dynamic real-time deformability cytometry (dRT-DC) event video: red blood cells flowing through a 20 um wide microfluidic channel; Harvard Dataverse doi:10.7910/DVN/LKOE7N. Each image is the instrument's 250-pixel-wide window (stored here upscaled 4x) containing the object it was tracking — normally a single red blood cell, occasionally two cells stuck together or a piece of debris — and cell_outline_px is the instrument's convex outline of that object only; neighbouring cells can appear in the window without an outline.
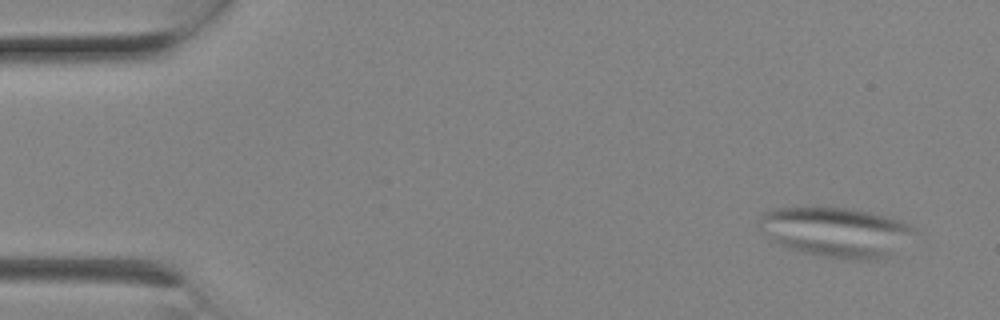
{"species": "Egyptian fruit bat (a non-hibernating species)", "species_latin": "Rousettus aegyptiacus", "temperature_condition": "room temperature", "stored_images_in_passage": 9, "camera_frame_rate_fps": 3000, "um_per_image_px": 0.085, "animal": {"sex": "female"}, "frame": {"image": 1, "passage_image": 2, "time_ms": 0.333, "image_size_px": [1000, 320], "cell_outline_px": [[916, 228], [884, 256], [868, 260], [844, 260], [820, 256], [804, 252], [780, 244], [756, 228], [760, 216], [764, 212], [772, 208], [848, 208], [888, 216], [908, 224]], "centroid_in_image_um": [70.92, 19.7], "position_along_channel_um": 14.1, "area_um2": 43.81}}
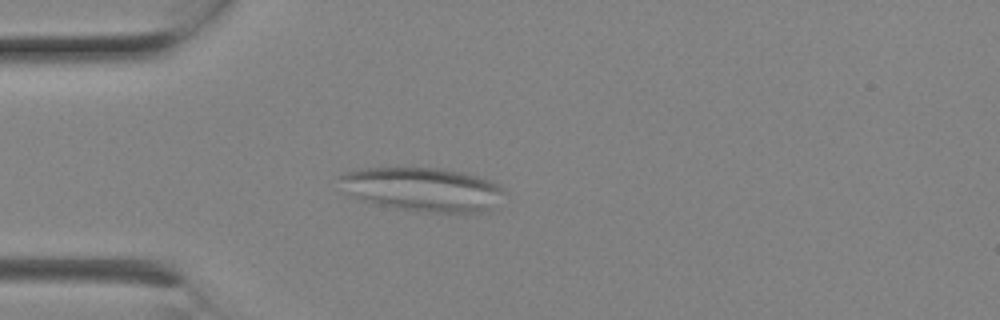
{"frame": {"image": 2, "passage_image": 6, "time_ms": 1.667, "image_size_px": [1000, 320], "cell_outline_px": [[508, 192], [488, 212], [416, 212], [376, 204], [360, 200], [344, 192], [336, 176], [348, 172], [368, 168], [440, 168], [460, 172], [492, 180], [500, 184]], "centroid_in_image_um": [35.96, 16.11], "position_along_channel_um": 49.0, "area_um2": 42.54}}